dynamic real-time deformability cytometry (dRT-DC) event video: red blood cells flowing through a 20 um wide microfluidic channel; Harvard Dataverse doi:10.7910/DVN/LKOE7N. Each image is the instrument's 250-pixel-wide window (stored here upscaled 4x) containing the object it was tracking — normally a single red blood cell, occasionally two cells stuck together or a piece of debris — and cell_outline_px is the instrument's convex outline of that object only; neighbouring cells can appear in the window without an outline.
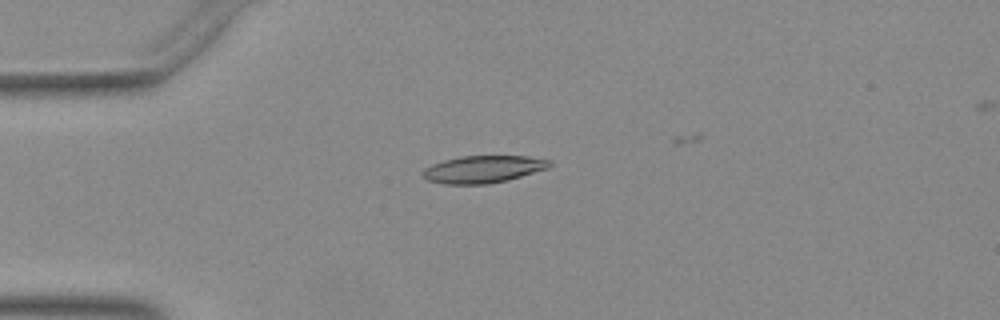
{"species": "Egyptian fruit bat (a non-hibernating species)", "species_latin": "Rousettus aegyptiacus", "temperature_condition": "warm", "stored_images_in_passage": 42, "camera_frame_rate_fps": 3000, "um_per_image_px": 0.085, "animal": {"sex": "female"}, "frame": {"image": 1, "passage_image": 4, "time_ms": 1.0, "image_size_px": [1000, 320], "cell_outline_px": [[552, 164], [548, 168], [508, 180], [488, 184], [444, 184], [428, 180], [420, 172], [424, 168], [432, 164], [444, 160], [460, 156], [528, 156], [552, 160]], "centroid_in_image_um": [41.07, 14.38], "position_along_channel_um": 43.9, "area_um2": 20.23}}
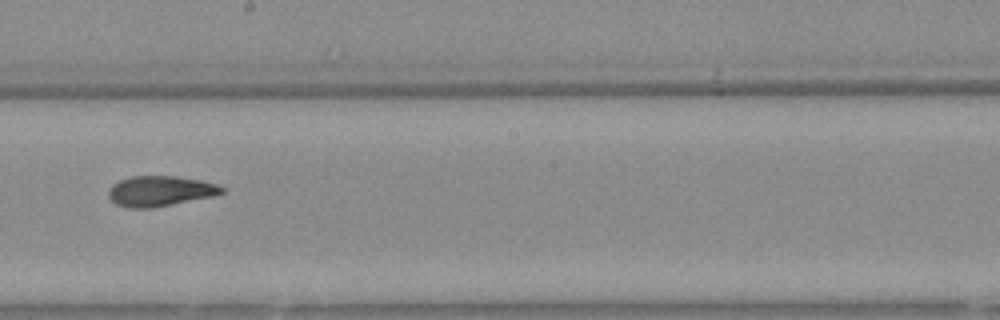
{"frame": {"image": 2, "passage_image": 20, "time_ms": 6.333, "image_size_px": [1000, 320], "cell_outline_px": [[224, 192], [212, 196], [152, 208], [124, 208], [116, 204], [108, 196], [108, 192], [112, 184], [120, 180], [132, 176], [176, 176], [200, 180], [216, 184], [224, 188]], "centroid_in_image_um": [13.57, 16.24], "position_along_channel_um": 234.6, "area_um2": 19.94}}
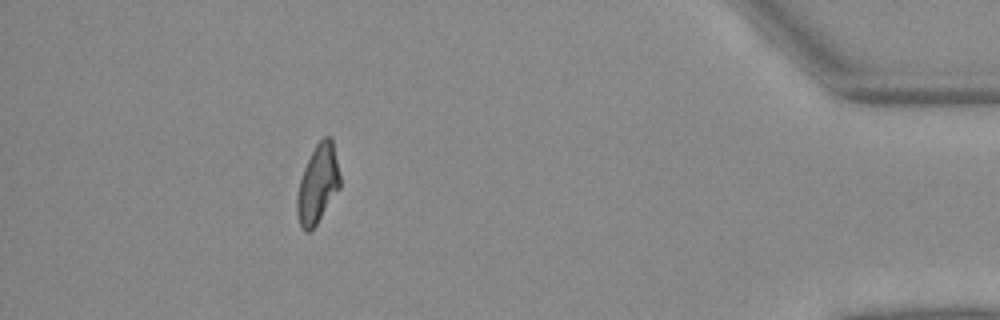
{"frame": {"image": 3, "passage_image": 37, "time_ms": 12.0, "image_size_px": [1000, 320], "cell_outline_px": [[340, 188], [316, 224], [308, 232], [304, 232], [300, 228], [296, 212], [296, 196], [300, 180], [304, 168], [316, 144], [324, 136], [332, 136], [340, 176]], "centroid_in_image_um": [27.0, 15.65], "position_along_channel_um": 408.2, "area_um2": 19.65}}